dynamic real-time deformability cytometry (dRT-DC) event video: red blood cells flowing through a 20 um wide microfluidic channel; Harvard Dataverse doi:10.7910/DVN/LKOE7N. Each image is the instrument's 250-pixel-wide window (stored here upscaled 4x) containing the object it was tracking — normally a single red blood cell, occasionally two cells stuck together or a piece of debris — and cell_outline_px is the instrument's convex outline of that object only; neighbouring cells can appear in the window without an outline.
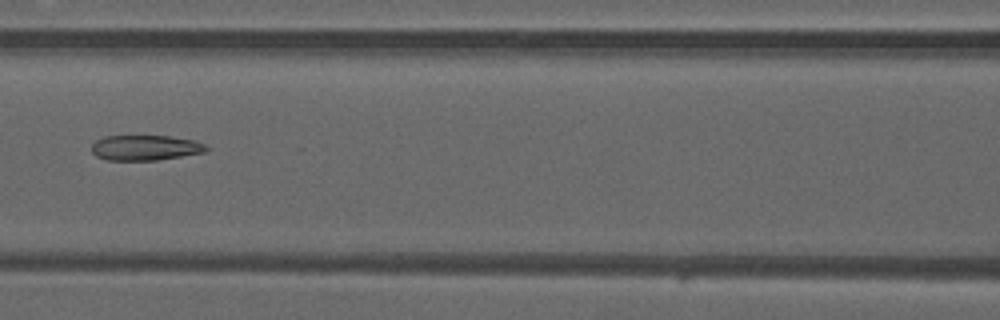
{"species": "common noctule bat (a hibernating species)", "species_latin": "Nyctalus noctula", "temperature_condition": "warm", "stored_images_in_passage": 3, "camera_frame_rate_fps": 3000, "um_per_image_px": 0.085, "animal": {"sex": "male", "forearm_length_mm": 52.5}, "frame": {"image": 1, "passage_image": 3, "time_ms": 0.667, "image_size_px": [1000, 320], "cell_outline_px": [[208, 148], [204, 152], [156, 160], [108, 160], [96, 156], [92, 152], [92, 144], [96, 140], [104, 136], [168, 136], [196, 140], [204, 144]], "centroid_in_image_um": [12.33, 12.55], "position_along_channel_um": 154.3, "area_um2": 16.76}}